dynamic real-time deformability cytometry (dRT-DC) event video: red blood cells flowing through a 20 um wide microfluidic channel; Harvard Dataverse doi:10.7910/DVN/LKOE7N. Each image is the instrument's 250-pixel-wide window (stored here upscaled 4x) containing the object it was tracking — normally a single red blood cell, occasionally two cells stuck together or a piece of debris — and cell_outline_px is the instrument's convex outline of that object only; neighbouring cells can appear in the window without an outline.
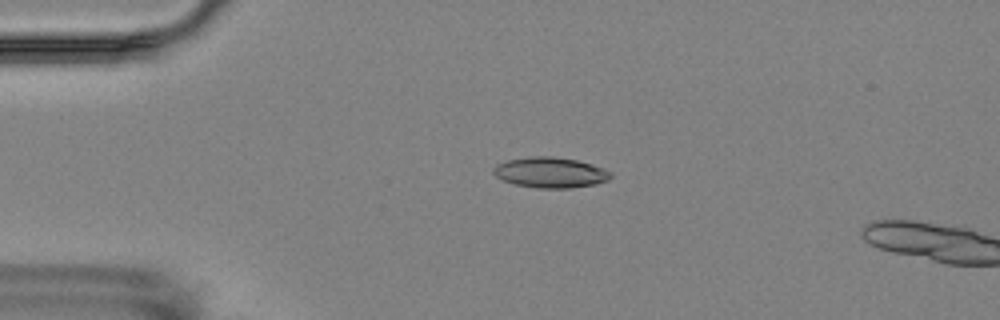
{"species": "Egyptian fruit bat (a non-hibernating species)", "species_latin": "Rousettus aegyptiacus", "temperature_condition": "room temperature", "stored_images_in_passage": 2, "camera_frame_rate_fps": 3000, "um_per_image_px": 0.085, "animal": {"sex": "female"}, "frame": {"image": 1, "passage_image": 1, "time_ms": 0.0, "image_size_px": [1000, 320], "cell_outline_px": [[612, 176], [608, 180], [596, 184], [572, 188], [536, 188], [516, 184], [504, 180], [496, 176], [492, 172], [492, 168], [496, 164], [508, 160], [532, 156], [552, 156], [576, 160], [592, 164], [604, 168], [612, 172]], "centroid_in_image_um": [46.8, 14.66], "position_along_channel_um": 38.2, "area_um2": 20.92}}